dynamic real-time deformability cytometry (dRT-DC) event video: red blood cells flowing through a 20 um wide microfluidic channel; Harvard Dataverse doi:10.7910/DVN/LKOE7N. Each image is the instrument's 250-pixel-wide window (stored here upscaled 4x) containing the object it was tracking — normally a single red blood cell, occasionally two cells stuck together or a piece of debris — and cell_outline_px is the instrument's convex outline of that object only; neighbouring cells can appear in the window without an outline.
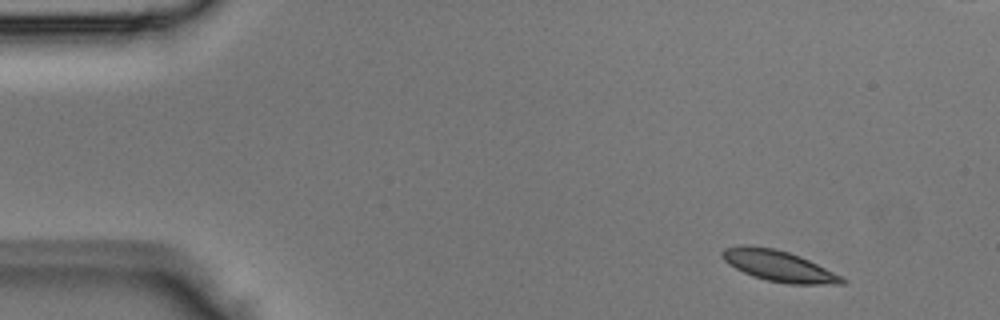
{"species": "Egyptian fruit bat (a non-hibernating species)", "species_latin": "Rousettus aegyptiacus", "temperature_condition": "room temperature", "stored_images_in_passage": 4, "segment_of_instrument_passage": [2, 2], "camera_frame_rate_fps": 3000, "um_per_image_px": 0.085, "animal": {"sex": "male"}, "frame": {"image": 1, "passage_image": 4, "time_ms": 1.0, "image_size_px": [1000, 320], "cell_outline_px": [[844, 284], [788, 284], [768, 280], [752, 276], [728, 264], [720, 256], [720, 252], [724, 248], [744, 244], [776, 248], [800, 256], [840, 276], [844, 280]], "centroid_in_image_um": [66.1, 22.58], "position_along_channel_um": 18.9, "area_um2": 21.39}}